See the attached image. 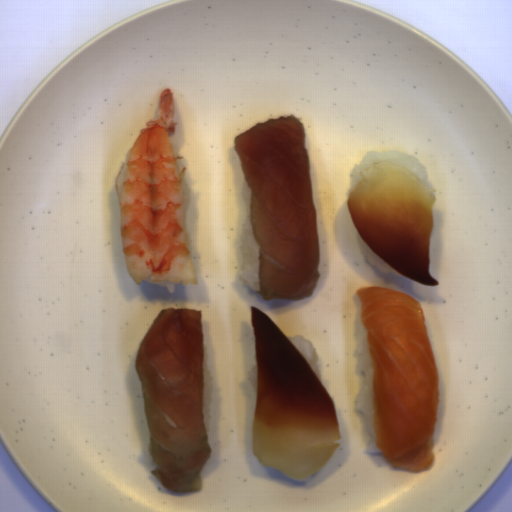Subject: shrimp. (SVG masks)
<instances>
[{
	"label": "shrimp",
	"mask_w": 512,
	"mask_h": 512,
	"mask_svg": "<svg viewBox=\"0 0 512 512\" xmlns=\"http://www.w3.org/2000/svg\"><path fill=\"white\" fill-rule=\"evenodd\" d=\"M174 93L158 98V115L127 153L115 180L120 210V237L128 275L137 284L182 281L197 286L188 247L182 181L168 133H176Z\"/></svg>",
	"instance_id": "obj_1"
}]
</instances>
